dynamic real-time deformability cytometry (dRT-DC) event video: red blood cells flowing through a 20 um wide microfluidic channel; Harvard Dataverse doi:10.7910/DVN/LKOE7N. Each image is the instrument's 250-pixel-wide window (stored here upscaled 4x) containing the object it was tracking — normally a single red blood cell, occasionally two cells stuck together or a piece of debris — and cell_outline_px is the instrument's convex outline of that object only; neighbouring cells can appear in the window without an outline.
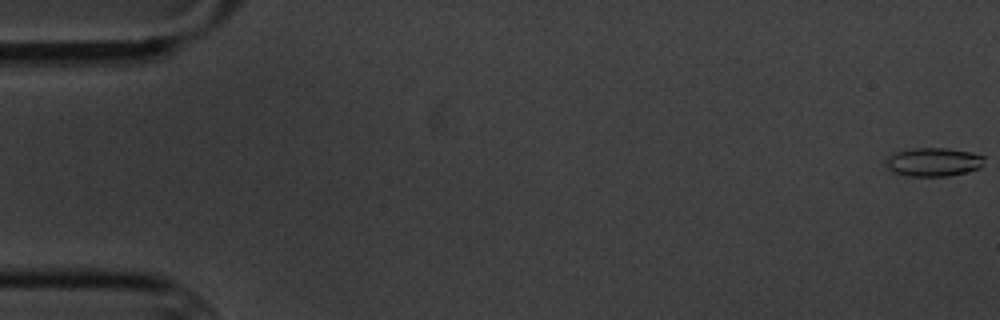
{"species": "common noctule bat (a hibernating species)", "species_latin": "Nyctalus noctula", "temperature_condition": "cold", "stored_images_in_passage": 5, "camera_frame_rate_fps": 3000, "um_per_image_px": 0.085, "animal": {"sex": "male", "body_mass_g": 20.1, "forearm_length_mm": 53.5}, "frame": {"image": 1, "passage_image": 1, "time_ms": 0.0, "image_size_px": [1000, 320], "cell_outline_px": [[984, 164], [980, 168], [948, 176], [908, 176], [892, 172], [888, 168], [888, 156], [896, 152], [916, 148], [948, 148], [972, 152], [984, 156]], "centroid_in_image_um": [79.38, 13.77], "position_along_channel_um": 5.6, "area_um2": 16.3}}
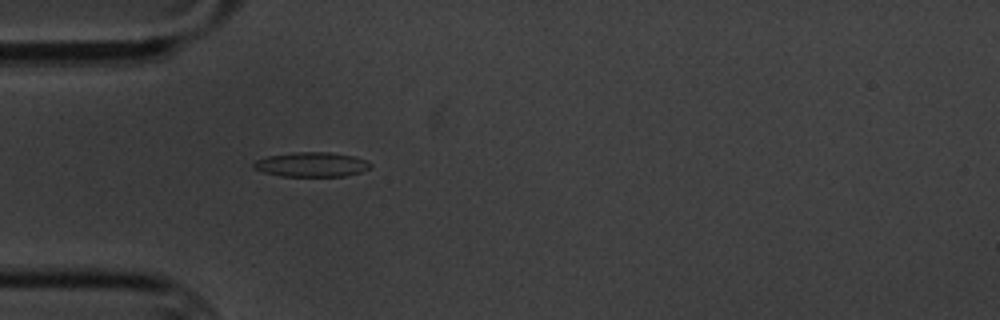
{"frame": {"image": 2, "passage_image": 5, "time_ms": 5.667, "image_size_px": [1000, 320], "cell_outline_px": [[372, 168], [360, 172], [344, 176], [280, 176], [264, 172], [252, 168], [252, 164], [256, 160], [268, 156], [296, 152], [328, 152], [352, 156], [364, 160], [372, 164]], "centroid_in_image_um": [26.47, 13.99], "position_along_channel_um": 58.5, "area_um2": 16.65}}